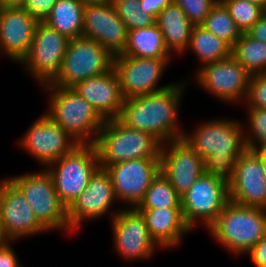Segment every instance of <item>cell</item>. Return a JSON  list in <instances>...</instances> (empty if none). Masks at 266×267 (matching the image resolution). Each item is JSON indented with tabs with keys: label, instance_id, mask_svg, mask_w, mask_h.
<instances>
[{
	"label": "cell",
	"instance_id": "1",
	"mask_svg": "<svg viewBox=\"0 0 266 267\" xmlns=\"http://www.w3.org/2000/svg\"><path fill=\"white\" fill-rule=\"evenodd\" d=\"M183 82L158 92L125 99L118 119L128 128L154 135L162 144L183 139L185 130L178 122L187 81Z\"/></svg>",
	"mask_w": 266,
	"mask_h": 267
},
{
	"label": "cell",
	"instance_id": "2",
	"mask_svg": "<svg viewBox=\"0 0 266 267\" xmlns=\"http://www.w3.org/2000/svg\"><path fill=\"white\" fill-rule=\"evenodd\" d=\"M237 119L217 118L196 126L183 139L203 159L204 173L229 180L235 171L238 157L247 149L245 124ZM244 125V126H242Z\"/></svg>",
	"mask_w": 266,
	"mask_h": 267
},
{
	"label": "cell",
	"instance_id": "3",
	"mask_svg": "<svg viewBox=\"0 0 266 267\" xmlns=\"http://www.w3.org/2000/svg\"><path fill=\"white\" fill-rule=\"evenodd\" d=\"M41 87L45 93H49V106L45 114L78 144H94L105 120L93 106L72 87L50 84Z\"/></svg>",
	"mask_w": 266,
	"mask_h": 267
},
{
	"label": "cell",
	"instance_id": "4",
	"mask_svg": "<svg viewBox=\"0 0 266 267\" xmlns=\"http://www.w3.org/2000/svg\"><path fill=\"white\" fill-rule=\"evenodd\" d=\"M207 231L230 254H247L266 236V209L229 201Z\"/></svg>",
	"mask_w": 266,
	"mask_h": 267
},
{
	"label": "cell",
	"instance_id": "5",
	"mask_svg": "<svg viewBox=\"0 0 266 267\" xmlns=\"http://www.w3.org/2000/svg\"><path fill=\"white\" fill-rule=\"evenodd\" d=\"M99 166L139 158H160L162 143L152 134L128 128L118 118L105 120L94 143Z\"/></svg>",
	"mask_w": 266,
	"mask_h": 267
},
{
	"label": "cell",
	"instance_id": "6",
	"mask_svg": "<svg viewBox=\"0 0 266 267\" xmlns=\"http://www.w3.org/2000/svg\"><path fill=\"white\" fill-rule=\"evenodd\" d=\"M8 179L20 190L36 218L48 232L64 230L69 234L67 207L60 201L54 180L46 168Z\"/></svg>",
	"mask_w": 266,
	"mask_h": 267
},
{
	"label": "cell",
	"instance_id": "7",
	"mask_svg": "<svg viewBox=\"0 0 266 267\" xmlns=\"http://www.w3.org/2000/svg\"><path fill=\"white\" fill-rule=\"evenodd\" d=\"M94 144H78L46 169L51 174L60 201L68 207L87 187L99 168Z\"/></svg>",
	"mask_w": 266,
	"mask_h": 267
},
{
	"label": "cell",
	"instance_id": "8",
	"mask_svg": "<svg viewBox=\"0 0 266 267\" xmlns=\"http://www.w3.org/2000/svg\"><path fill=\"white\" fill-rule=\"evenodd\" d=\"M114 56L91 38L70 39L59 73L49 83L73 87L78 82L105 74L113 68Z\"/></svg>",
	"mask_w": 266,
	"mask_h": 267
},
{
	"label": "cell",
	"instance_id": "9",
	"mask_svg": "<svg viewBox=\"0 0 266 267\" xmlns=\"http://www.w3.org/2000/svg\"><path fill=\"white\" fill-rule=\"evenodd\" d=\"M229 201V180L203 173L181 197L184 220L191 230L199 222L207 230Z\"/></svg>",
	"mask_w": 266,
	"mask_h": 267
},
{
	"label": "cell",
	"instance_id": "10",
	"mask_svg": "<svg viewBox=\"0 0 266 267\" xmlns=\"http://www.w3.org/2000/svg\"><path fill=\"white\" fill-rule=\"evenodd\" d=\"M70 39L38 22L28 54L19 63L38 85L49 84L59 73Z\"/></svg>",
	"mask_w": 266,
	"mask_h": 267
},
{
	"label": "cell",
	"instance_id": "11",
	"mask_svg": "<svg viewBox=\"0 0 266 267\" xmlns=\"http://www.w3.org/2000/svg\"><path fill=\"white\" fill-rule=\"evenodd\" d=\"M251 74L231 55L208 63L195 72L200 88L228 104L244 103Z\"/></svg>",
	"mask_w": 266,
	"mask_h": 267
},
{
	"label": "cell",
	"instance_id": "12",
	"mask_svg": "<svg viewBox=\"0 0 266 267\" xmlns=\"http://www.w3.org/2000/svg\"><path fill=\"white\" fill-rule=\"evenodd\" d=\"M116 202L111 177L104 168L99 167L86 189L67 207L69 233L75 234L86 220H98L106 214H110L111 220L120 211L114 209L112 214L110 212Z\"/></svg>",
	"mask_w": 266,
	"mask_h": 267
},
{
	"label": "cell",
	"instance_id": "13",
	"mask_svg": "<svg viewBox=\"0 0 266 267\" xmlns=\"http://www.w3.org/2000/svg\"><path fill=\"white\" fill-rule=\"evenodd\" d=\"M170 58H140L115 55L113 68L117 73L124 99L164 90L174 83L161 85ZM158 84V85H157Z\"/></svg>",
	"mask_w": 266,
	"mask_h": 267
},
{
	"label": "cell",
	"instance_id": "14",
	"mask_svg": "<svg viewBox=\"0 0 266 267\" xmlns=\"http://www.w3.org/2000/svg\"><path fill=\"white\" fill-rule=\"evenodd\" d=\"M122 208L110 223L114 251L126 261L152 258L160 247L150 237L144 216L136 208Z\"/></svg>",
	"mask_w": 266,
	"mask_h": 267
},
{
	"label": "cell",
	"instance_id": "15",
	"mask_svg": "<svg viewBox=\"0 0 266 267\" xmlns=\"http://www.w3.org/2000/svg\"><path fill=\"white\" fill-rule=\"evenodd\" d=\"M110 175L117 201L136 208L160 172V158H139L101 166Z\"/></svg>",
	"mask_w": 266,
	"mask_h": 267
},
{
	"label": "cell",
	"instance_id": "16",
	"mask_svg": "<svg viewBox=\"0 0 266 267\" xmlns=\"http://www.w3.org/2000/svg\"><path fill=\"white\" fill-rule=\"evenodd\" d=\"M17 142L41 165L48 167L69 153L78 143L47 114L43 113Z\"/></svg>",
	"mask_w": 266,
	"mask_h": 267
},
{
	"label": "cell",
	"instance_id": "17",
	"mask_svg": "<svg viewBox=\"0 0 266 267\" xmlns=\"http://www.w3.org/2000/svg\"><path fill=\"white\" fill-rule=\"evenodd\" d=\"M82 36L94 39L115 56L125 50L128 29L112 1L89 4L84 7Z\"/></svg>",
	"mask_w": 266,
	"mask_h": 267
},
{
	"label": "cell",
	"instance_id": "18",
	"mask_svg": "<svg viewBox=\"0 0 266 267\" xmlns=\"http://www.w3.org/2000/svg\"><path fill=\"white\" fill-rule=\"evenodd\" d=\"M229 198L239 205L266 209V175L256 150L246 149L238 157L229 179Z\"/></svg>",
	"mask_w": 266,
	"mask_h": 267
},
{
	"label": "cell",
	"instance_id": "19",
	"mask_svg": "<svg viewBox=\"0 0 266 267\" xmlns=\"http://www.w3.org/2000/svg\"><path fill=\"white\" fill-rule=\"evenodd\" d=\"M0 218L11 242L48 231L38 221L20 190L8 178L0 181Z\"/></svg>",
	"mask_w": 266,
	"mask_h": 267
},
{
	"label": "cell",
	"instance_id": "20",
	"mask_svg": "<svg viewBox=\"0 0 266 267\" xmlns=\"http://www.w3.org/2000/svg\"><path fill=\"white\" fill-rule=\"evenodd\" d=\"M160 171L182 197L204 173V163L184 139H179L162 144Z\"/></svg>",
	"mask_w": 266,
	"mask_h": 267
},
{
	"label": "cell",
	"instance_id": "21",
	"mask_svg": "<svg viewBox=\"0 0 266 267\" xmlns=\"http://www.w3.org/2000/svg\"><path fill=\"white\" fill-rule=\"evenodd\" d=\"M38 21L23 7L0 8V51L19 64L28 54Z\"/></svg>",
	"mask_w": 266,
	"mask_h": 267
},
{
	"label": "cell",
	"instance_id": "22",
	"mask_svg": "<svg viewBox=\"0 0 266 267\" xmlns=\"http://www.w3.org/2000/svg\"><path fill=\"white\" fill-rule=\"evenodd\" d=\"M72 88L90 103L104 120L119 118L125 99L114 68L105 74L80 81Z\"/></svg>",
	"mask_w": 266,
	"mask_h": 267
},
{
	"label": "cell",
	"instance_id": "23",
	"mask_svg": "<svg viewBox=\"0 0 266 267\" xmlns=\"http://www.w3.org/2000/svg\"><path fill=\"white\" fill-rule=\"evenodd\" d=\"M144 216L153 241L163 250L181 244L191 228L186 224L182 208H136Z\"/></svg>",
	"mask_w": 266,
	"mask_h": 267
},
{
	"label": "cell",
	"instance_id": "24",
	"mask_svg": "<svg viewBox=\"0 0 266 267\" xmlns=\"http://www.w3.org/2000/svg\"><path fill=\"white\" fill-rule=\"evenodd\" d=\"M163 34L166 48L170 53H186L194 25L188 20L181 7L173 2L167 5L155 19Z\"/></svg>",
	"mask_w": 266,
	"mask_h": 267
},
{
	"label": "cell",
	"instance_id": "25",
	"mask_svg": "<svg viewBox=\"0 0 266 267\" xmlns=\"http://www.w3.org/2000/svg\"><path fill=\"white\" fill-rule=\"evenodd\" d=\"M120 55L140 58H172L166 48L163 34L158 25L128 31L125 50Z\"/></svg>",
	"mask_w": 266,
	"mask_h": 267
},
{
	"label": "cell",
	"instance_id": "26",
	"mask_svg": "<svg viewBox=\"0 0 266 267\" xmlns=\"http://www.w3.org/2000/svg\"><path fill=\"white\" fill-rule=\"evenodd\" d=\"M84 7L79 0H57L44 22L69 39L81 37Z\"/></svg>",
	"mask_w": 266,
	"mask_h": 267
},
{
	"label": "cell",
	"instance_id": "27",
	"mask_svg": "<svg viewBox=\"0 0 266 267\" xmlns=\"http://www.w3.org/2000/svg\"><path fill=\"white\" fill-rule=\"evenodd\" d=\"M186 50L194 52L200 67L232 55V47L228 43L201 25H194Z\"/></svg>",
	"mask_w": 266,
	"mask_h": 267
},
{
	"label": "cell",
	"instance_id": "28",
	"mask_svg": "<svg viewBox=\"0 0 266 267\" xmlns=\"http://www.w3.org/2000/svg\"><path fill=\"white\" fill-rule=\"evenodd\" d=\"M232 56L251 74H266V42L242 33L232 47Z\"/></svg>",
	"mask_w": 266,
	"mask_h": 267
},
{
	"label": "cell",
	"instance_id": "29",
	"mask_svg": "<svg viewBox=\"0 0 266 267\" xmlns=\"http://www.w3.org/2000/svg\"><path fill=\"white\" fill-rule=\"evenodd\" d=\"M201 26L228 43L231 47L234 46L242 34L231 17L228 8L221 0H218L213 5Z\"/></svg>",
	"mask_w": 266,
	"mask_h": 267
},
{
	"label": "cell",
	"instance_id": "30",
	"mask_svg": "<svg viewBox=\"0 0 266 267\" xmlns=\"http://www.w3.org/2000/svg\"><path fill=\"white\" fill-rule=\"evenodd\" d=\"M136 208H181V196L160 171Z\"/></svg>",
	"mask_w": 266,
	"mask_h": 267
},
{
	"label": "cell",
	"instance_id": "31",
	"mask_svg": "<svg viewBox=\"0 0 266 267\" xmlns=\"http://www.w3.org/2000/svg\"><path fill=\"white\" fill-rule=\"evenodd\" d=\"M241 33H247L265 10L249 0H221Z\"/></svg>",
	"mask_w": 266,
	"mask_h": 267
},
{
	"label": "cell",
	"instance_id": "32",
	"mask_svg": "<svg viewBox=\"0 0 266 267\" xmlns=\"http://www.w3.org/2000/svg\"><path fill=\"white\" fill-rule=\"evenodd\" d=\"M247 130L245 143L247 149L258 150L266 148V108L246 107Z\"/></svg>",
	"mask_w": 266,
	"mask_h": 267
},
{
	"label": "cell",
	"instance_id": "33",
	"mask_svg": "<svg viewBox=\"0 0 266 267\" xmlns=\"http://www.w3.org/2000/svg\"><path fill=\"white\" fill-rule=\"evenodd\" d=\"M112 3L128 31L149 27L155 23V18L140 7V0H112Z\"/></svg>",
	"mask_w": 266,
	"mask_h": 267
},
{
	"label": "cell",
	"instance_id": "34",
	"mask_svg": "<svg viewBox=\"0 0 266 267\" xmlns=\"http://www.w3.org/2000/svg\"><path fill=\"white\" fill-rule=\"evenodd\" d=\"M218 0H174L193 25H201Z\"/></svg>",
	"mask_w": 266,
	"mask_h": 267
},
{
	"label": "cell",
	"instance_id": "35",
	"mask_svg": "<svg viewBox=\"0 0 266 267\" xmlns=\"http://www.w3.org/2000/svg\"><path fill=\"white\" fill-rule=\"evenodd\" d=\"M244 103L246 107L266 108V74L251 75Z\"/></svg>",
	"mask_w": 266,
	"mask_h": 267
},
{
	"label": "cell",
	"instance_id": "36",
	"mask_svg": "<svg viewBox=\"0 0 266 267\" xmlns=\"http://www.w3.org/2000/svg\"><path fill=\"white\" fill-rule=\"evenodd\" d=\"M57 0H26L23 8L38 22H44Z\"/></svg>",
	"mask_w": 266,
	"mask_h": 267
},
{
	"label": "cell",
	"instance_id": "37",
	"mask_svg": "<svg viewBox=\"0 0 266 267\" xmlns=\"http://www.w3.org/2000/svg\"><path fill=\"white\" fill-rule=\"evenodd\" d=\"M253 266L266 267V236L260 240L248 253Z\"/></svg>",
	"mask_w": 266,
	"mask_h": 267
},
{
	"label": "cell",
	"instance_id": "38",
	"mask_svg": "<svg viewBox=\"0 0 266 267\" xmlns=\"http://www.w3.org/2000/svg\"><path fill=\"white\" fill-rule=\"evenodd\" d=\"M14 251L11 241L0 247V267H23Z\"/></svg>",
	"mask_w": 266,
	"mask_h": 267
},
{
	"label": "cell",
	"instance_id": "39",
	"mask_svg": "<svg viewBox=\"0 0 266 267\" xmlns=\"http://www.w3.org/2000/svg\"><path fill=\"white\" fill-rule=\"evenodd\" d=\"M173 2L174 0H140V7L156 19L160 11Z\"/></svg>",
	"mask_w": 266,
	"mask_h": 267
},
{
	"label": "cell",
	"instance_id": "40",
	"mask_svg": "<svg viewBox=\"0 0 266 267\" xmlns=\"http://www.w3.org/2000/svg\"><path fill=\"white\" fill-rule=\"evenodd\" d=\"M253 39L266 42V11L262 14L260 19L247 32Z\"/></svg>",
	"mask_w": 266,
	"mask_h": 267
},
{
	"label": "cell",
	"instance_id": "41",
	"mask_svg": "<svg viewBox=\"0 0 266 267\" xmlns=\"http://www.w3.org/2000/svg\"><path fill=\"white\" fill-rule=\"evenodd\" d=\"M26 0H0V8L23 7Z\"/></svg>",
	"mask_w": 266,
	"mask_h": 267
},
{
	"label": "cell",
	"instance_id": "42",
	"mask_svg": "<svg viewBox=\"0 0 266 267\" xmlns=\"http://www.w3.org/2000/svg\"><path fill=\"white\" fill-rule=\"evenodd\" d=\"M9 242L10 239L6 236L4 232L2 221L0 218V247L7 245Z\"/></svg>",
	"mask_w": 266,
	"mask_h": 267
},
{
	"label": "cell",
	"instance_id": "43",
	"mask_svg": "<svg viewBox=\"0 0 266 267\" xmlns=\"http://www.w3.org/2000/svg\"><path fill=\"white\" fill-rule=\"evenodd\" d=\"M256 151L261 156V167H262V170H263L264 174L266 175V148L258 149Z\"/></svg>",
	"mask_w": 266,
	"mask_h": 267
},
{
	"label": "cell",
	"instance_id": "44",
	"mask_svg": "<svg viewBox=\"0 0 266 267\" xmlns=\"http://www.w3.org/2000/svg\"><path fill=\"white\" fill-rule=\"evenodd\" d=\"M83 5L89 4H101L105 2H111L112 0H79Z\"/></svg>",
	"mask_w": 266,
	"mask_h": 267
},
{
	"label": "cell",
	"instance_id": "45",
	"mask_svg": "<svg viewBox=\"0 0 266 267\" xmlns=\"http://www.w3.org/2000/svg\"><path fill=\"white\" fill-rule=\"evenodd\" d=\"M249 1L259 5L266 11V0H249Z\"/></svg>",
	"mask_w": 266,
	"mask_h": 267
}]
</instances>
